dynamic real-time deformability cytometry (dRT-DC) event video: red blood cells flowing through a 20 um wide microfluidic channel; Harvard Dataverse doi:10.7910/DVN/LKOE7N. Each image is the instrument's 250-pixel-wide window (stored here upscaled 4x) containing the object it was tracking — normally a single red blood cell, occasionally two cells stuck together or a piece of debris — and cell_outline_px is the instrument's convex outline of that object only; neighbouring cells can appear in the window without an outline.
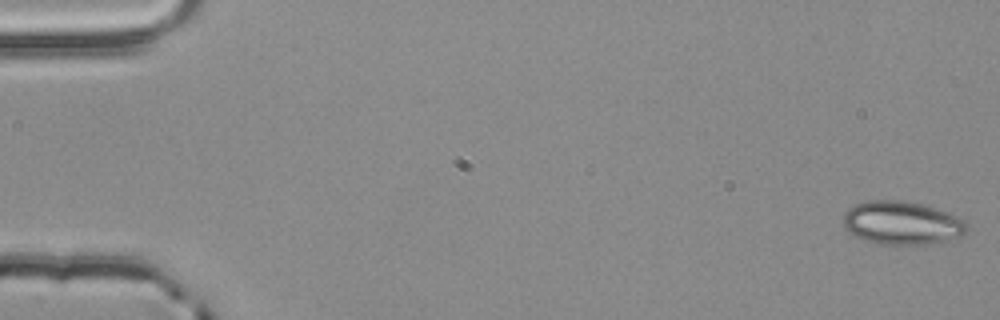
{"species": "common noctule bat (a hibernating species)", "species_latin": "Nyctalus noctula", "temperature_condition": "room temperature", "stored_images_in_passage": 54, "camera_frame_rate_fps": 3000, "um_per_image_px": 0.085, "animal": {"sex": "male", "body_mass_g": 20.4}, "frame": {"image": 1, "passage_image": 1, "time_ms": 0.0, "image_size_px": [1000, 320], "cell_outline_px": [[968, 228], [960, 236], [928, 244], [884, 244], [864, 240], [856, 236], [844, 228], [844, 212], [848, 208], [856, 204], [868, 200], [904, 200], [920, 204], [944, 212], [964, 220], [968, 224]], "centroid_in_image_um": [76.61, 18.94], "position_along_channel_um": 8.4, "area_um2": 30.75}}
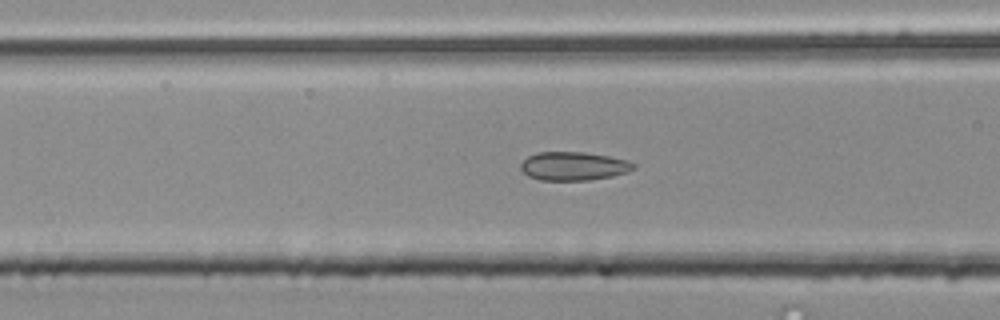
{"frame": {"image": 2, "passage_image": 22, "time_ms": 7.0, "image_size_px": [1000, 320], "cell_outline_px": [[636, 168], [628, 172], [612, 176], [588, 180], [540, 180], [528, 176], [520, 168], [520, 164], [528, 156], [536, 152], [584, 152], [608, 156], [628, 160], [636, 164]], "centroid_in_image_um": [48.77, 14.12], "position_along_channel_um": 117.8, "area_um2": 18.84}}
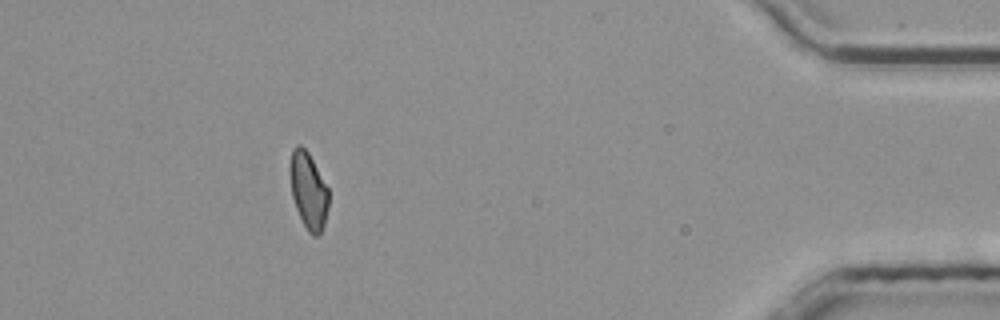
{"frame": {"image": 3, "passage_image": 49, "time_ms": 16.0, "image_size_px": [1000, 320], "cell_outline_px": [[328, 208], [324, 224], [320, 232], [316, 236], [312, 236], [308, 232], [296, 208], [292, 196], [288, 172], [288, 164], [292, 148], [296, 144], [300, 144], [308, 152], [328, 188]], "centroid_in_image_um": [26.17, 16.14], "position_along_channel_um": 409.0, "area_um2": 17.4}, "authors_computed_cell_mechanics": {"area_um2": 18.2359, "velocity_mm_per_s": 3.8766, "shape_relaxation_time_tau1_ms": null, "shape_relaxation_time_tau2_ms": 1.9565, "deformation_change_tau1": null, "deformation_change_tau2": 0.0846}}